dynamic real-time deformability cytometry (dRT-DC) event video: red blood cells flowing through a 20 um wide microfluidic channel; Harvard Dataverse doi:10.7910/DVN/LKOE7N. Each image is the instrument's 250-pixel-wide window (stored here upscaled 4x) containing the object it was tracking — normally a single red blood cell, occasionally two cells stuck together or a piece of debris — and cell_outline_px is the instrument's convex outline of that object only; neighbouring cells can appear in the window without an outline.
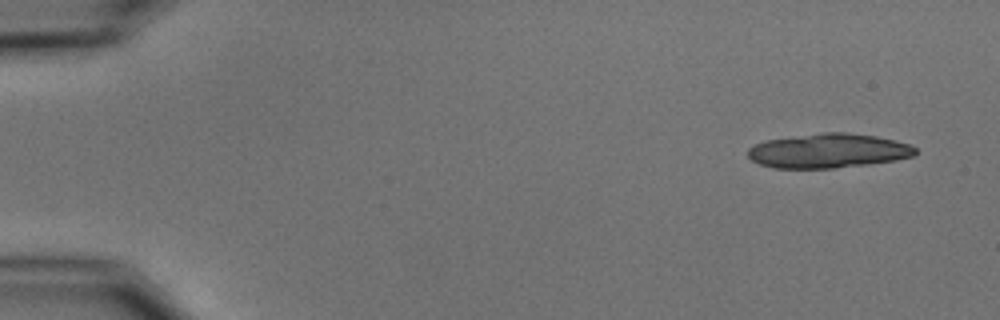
{"species": "common noctule bat (a hibernating species)", "species_latin": "Nyctalus noctula", "temperature_condition": "cold", "stored_images_in_passage": 5, "camera_frame_rate_fps": 3000, "um_per_image_px": 0.085, "animal": {"sex": "male", "body_mass_g": 15.6}, "frame": {"image": 1, "passage_image": 1, "time_ms": 0.0, "image_size_px": [1000, 320], "cell_outline_px": [[916, 156], [892, 160], [864, 164], [832, 168], [776, 168], [760, 164], [752, 160], [748, 156], [748, 148], [764, 140], [824, 132], [848, 132], [876, 136], [908, 144], [916, 148]], "centroid_in_image_um": [70.38, 12.81], "position_along_channel_um": 14.6, "area_um2": 33.23}}